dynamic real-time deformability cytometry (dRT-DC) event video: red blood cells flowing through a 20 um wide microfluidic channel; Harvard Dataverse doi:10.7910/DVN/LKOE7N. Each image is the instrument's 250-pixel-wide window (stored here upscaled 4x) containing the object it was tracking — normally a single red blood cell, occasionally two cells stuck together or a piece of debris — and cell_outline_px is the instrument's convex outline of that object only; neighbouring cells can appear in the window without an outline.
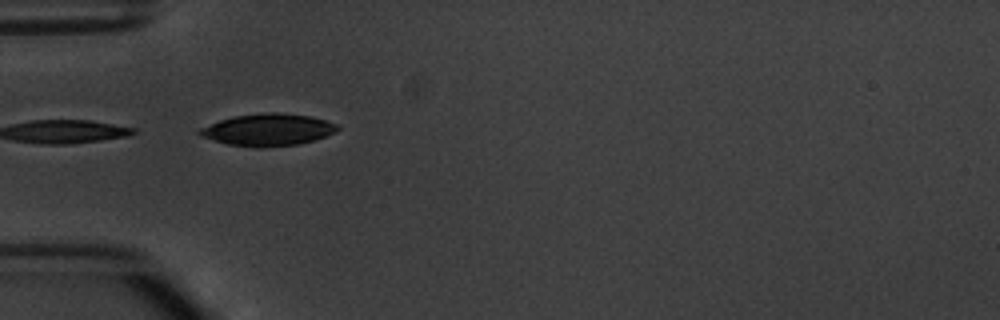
{"species": "common noctule bat (a hibernating species)", "species_latin": "Nyctalus noctula", "temperature_condition": "warm", "stored_images_in_passage": 7, "camera_frame_rate_fps": 3000, "um_per_image_px": 0.085, "animal": {"sex": "male", "body_mass_g": 20.1, "forearm_length_mm": 53.5}, "frame": {"image": 1, "passage_image": 6, "time_ms": 6.0, "image_size_px": [1000, 320], "cell_outline_px": [[340, 128], [336, 132], [312, 140], [296, 144], [264, 148], [256, 148], [228, 144], [200, 136], [196, 132], [200, 128], [220, 120], [236, 116], [268, 112], [276, 112], [308, 116], [324, 120], [336, 124]], "centroid_in_image_um": [22.75, 11.04], "position_along_channel_um": 62.3, "area_um2": 25.43}}